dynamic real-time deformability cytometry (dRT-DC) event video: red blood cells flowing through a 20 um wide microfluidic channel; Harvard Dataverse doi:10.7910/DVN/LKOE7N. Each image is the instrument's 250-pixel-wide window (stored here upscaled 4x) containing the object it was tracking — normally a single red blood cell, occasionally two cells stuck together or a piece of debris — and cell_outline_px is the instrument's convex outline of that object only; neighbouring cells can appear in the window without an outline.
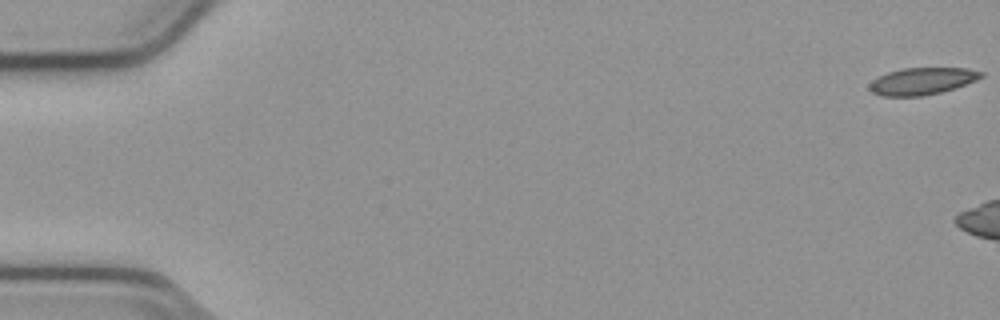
{"species": "common noctule bat (a hibernating species)", "species_latin": "Nyctalus noctula", "temperature_condition": "cold", "stored_images_in_passage": 10, "camera_frame_rate_fps": 3000, "um_per_image_px": 0.085, "animal": {"sex": "male", "body_mass_g": 23.1, "forearm_length_mm": 52.7}, "frame": {"image": 1, "passage_image": 1, "time_ms": 0.0, "image_size_px": [1000, 320], "cell_outline_px": [[984, 76], [976, 80], [956, 88], [924, 96], [884, 96], [872, 92], [868, 88], [868, 84], [872, 80], [888, 72], [904, 68], [968, 68], [984, 72]], "centroid_in_image_um": [78.4, 6.89], "position_along_channel_um": 6.6, "area_um2": 17.63}}